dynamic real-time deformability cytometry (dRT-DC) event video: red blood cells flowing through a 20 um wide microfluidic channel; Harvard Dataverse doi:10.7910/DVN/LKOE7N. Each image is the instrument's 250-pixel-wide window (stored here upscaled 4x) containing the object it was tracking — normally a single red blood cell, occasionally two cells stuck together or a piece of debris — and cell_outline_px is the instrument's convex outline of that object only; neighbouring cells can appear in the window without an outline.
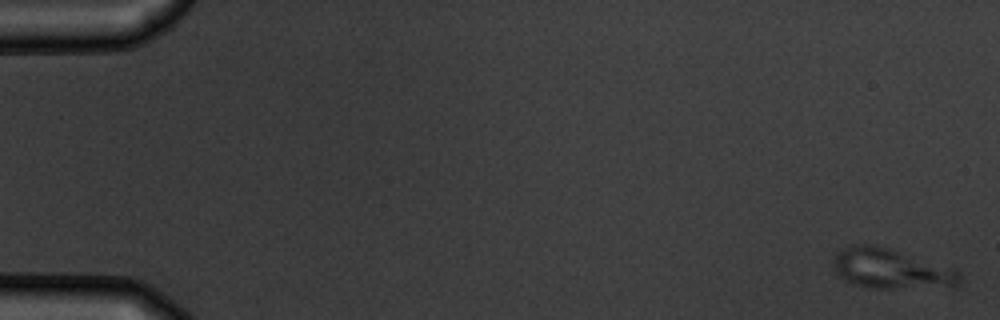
{"species": "common noctule bat (a hibernating species)", "species_latin": "Nyctalus noctula", "temperature_condition": "warm", "stored_images_in_passage": 7, "camera_frame_rate_fps": 3000, "um_per_image_px": 0.085, "animal": {"sex": "male", "body_mass_g": 19.5, "forearm_length_mm": 54.6}, "frame": {"image": 1, "passage_image": 1, "time_ms": 0.0, "image_size_px": [1000, 320], "cell_outline_px": [[960, 284], [956, 288], [868, 288], [852, 284], [844, 280], [836, 272], [832, 264], [832, 260], [848, 244], [876, 244], [956, 268], [960, 272]], "centroid_in_image_um": [75.8, 22.86], "position_along_channel_um": 9.2, "area_um2": 30.17}}
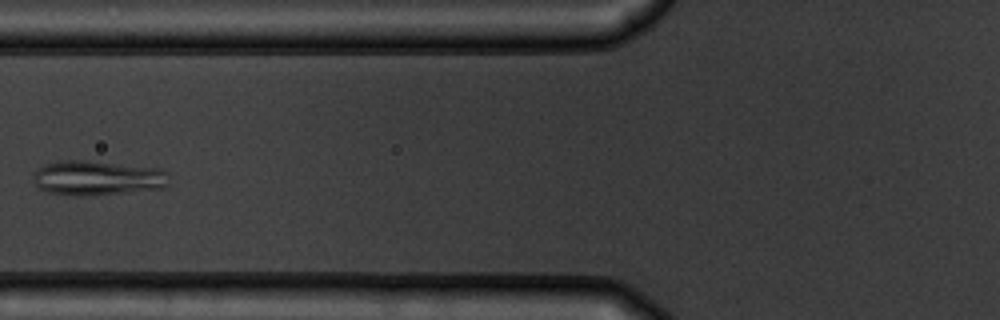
{"frame": {"image": 2, "passage_image": 7, "time_ms": 7.0, "image_size_px": [1000, 320], "cell_outline_px": [[168, 184], [164, 188], [124, 192], [80, 196], [48, 192], [40, 188], [36, 184], [32, 172], [44, 164], [68, 160], [88, 160], [160, 168], [164, 172]], "centroid_in_image_um": [8.25, 15.11], "position_along_channel_um": 117.6, "area_um2": 27.17}}